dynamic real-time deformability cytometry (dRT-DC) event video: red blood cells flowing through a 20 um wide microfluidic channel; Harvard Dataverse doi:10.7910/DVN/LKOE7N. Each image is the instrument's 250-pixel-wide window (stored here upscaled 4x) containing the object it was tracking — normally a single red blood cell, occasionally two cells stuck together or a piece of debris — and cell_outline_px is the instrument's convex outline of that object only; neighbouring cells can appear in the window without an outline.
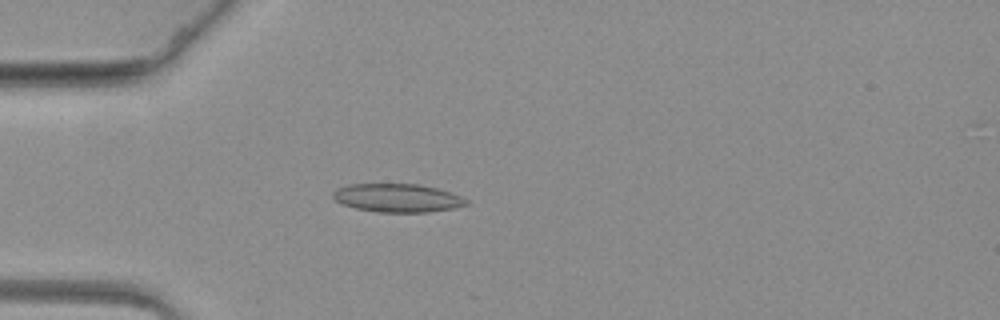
{"species": "common noctule bat (a hibernating species)", "species_latin": "Nyctalus noctula", "temperature_condition": "warm", "stored_images_in_passage": 55, "camera_frame_rate_fps": 3000, "um_per_image_px": 0.085, "animal": {"sex": "female", "body_mass_g": 19.3, "forearm_length_mm": 54.1}, "frame": {"image": 1, "passage_image": 11, "time_ms": 3.333, "image_size_px": [1000, 320], "cell_outline_px": [[468, 204], [456, 208], [428, 212], [376, 212], [356, 208], [344, 204], [336, 200], [332, 196], [332, 192], [340, 188], [352, 184], [416, 184], [436, 188], [460, 196], [468, 200]], "centroid_in_image_um": [33.8, 16.83], "position_along_channel_um": 51.2, "area_um2": 21.79}}
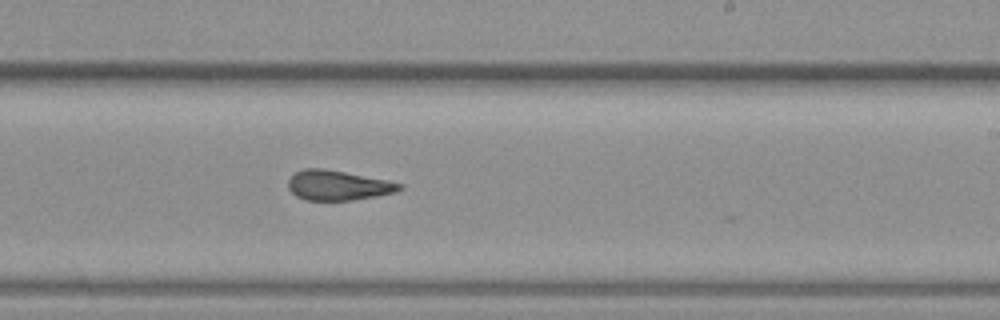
{"frame": {"image": 2, "passage_image": 31, "time_ms": 10.0, "image_size_px": [1000, 320], "cell_outline_px": [[404, 188], [396, 192], [376, 196], [352, 200], [304, 200], [296, 196], [288, 188], [288, 180], [296, 172], [304, 168], [324, 168], [388, 180], [404, 184]], "centroid_in_image_um": [28.75, 15.75], "position_along_channel_um": 260.3, "area_um2": 19.48}}
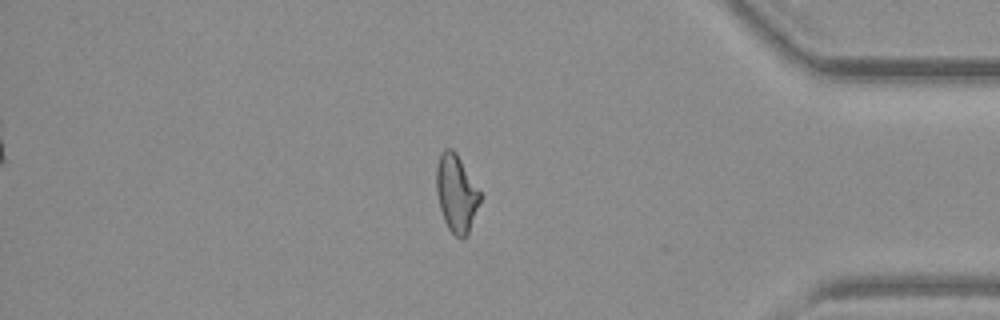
{"frame": {"image": 3, "passage_image": 46, "time_ms": 15.0, "image_size_px": [1000, 320], "cell_outline_px": [[480, 200], [468, 236], [460, 240], [448, 228], [444, 220], [440, 208], [436, 188], [436, 164], [440, 152], [444, 148], [452, 148], [456, 152], [480, 192]], "centroid_in_image_um": [38.77, 16.43], "position_along_channel_um": 396.4, "area_um2": 19.71}}